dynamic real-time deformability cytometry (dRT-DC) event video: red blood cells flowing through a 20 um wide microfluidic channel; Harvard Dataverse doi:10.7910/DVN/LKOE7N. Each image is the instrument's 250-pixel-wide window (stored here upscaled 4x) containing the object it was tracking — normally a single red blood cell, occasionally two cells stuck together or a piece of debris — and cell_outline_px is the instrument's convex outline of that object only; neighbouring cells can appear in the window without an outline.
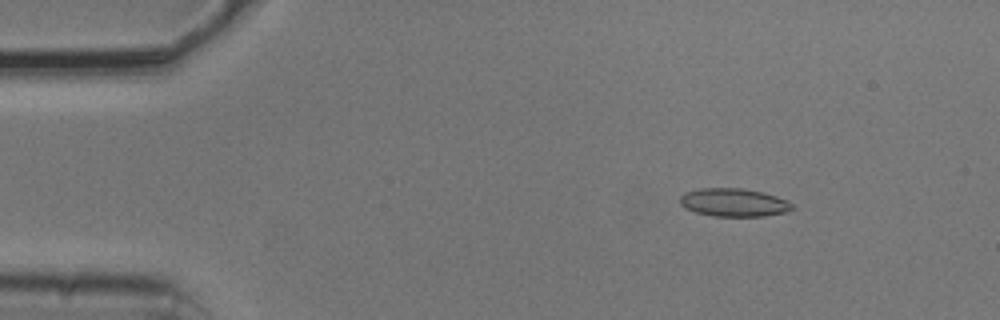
{"species": "common noctule bat (a hibernating species)", "species_latin": "Nyctalus noctula", "temperature_condition": "cold", "stored_images_in_passage": 20, "camera_frame_rate_fps": 3000, "um_per_image_px": 0.085, "animal": {"sex": "male", "body_mass_g": 20.5, "forearm_length_mm": 52.5}, "frame": {"image": 1, "passage_image": 8, "time_ms": 2.333, "image_size_px": [1000, 320], "cell_outline_px": [[792, 208], [784, 212], [764, 216], [712, 216], [696, 212], [684, 208], [680, 204], [680, 196], [684, 192], [700, 188], [740, 188], [760, 192], [776, 196], [788, 200], [792, 204]], "centroid_in_image_um": [62.32, 17.21], "position_along_channel_um": 22.7, "area_um2": 18.32}}
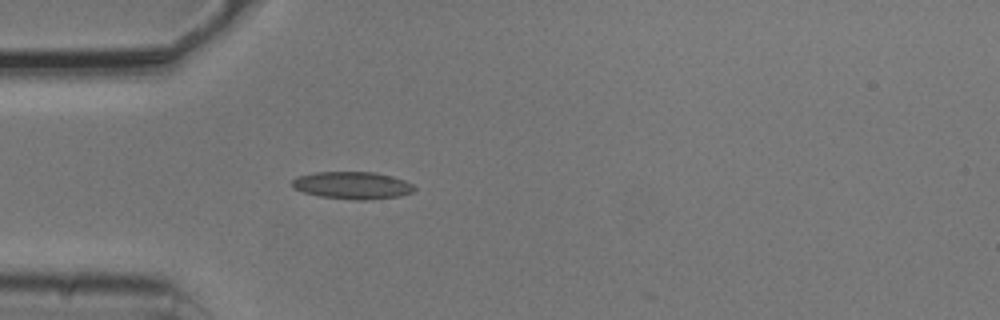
{"frame": {"image": 2, "passage_image": 16, "time_ms": 5.0, "image_size_px": [1000, 320], "cell_outline_px": [[416, 188], [412, 192], [400, 196], [364, 200], [356, 200], [320, 196], [304, 192], [292, 188], [292, 180], [296, 176], [316, 172], [376, 172], [392, 176], [404, 180], [412, 184]], "centroid_in_image_um": [29.94, 15.75], "position_along_channel_um": 55.1, "area_um2": 19.48}}
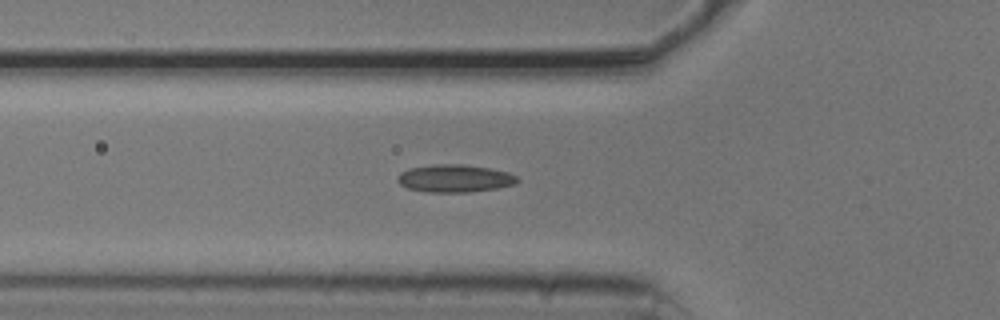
{"frame": {"image": 3, "passage_image": 19, "time_ms": 6.0, "image_size_px": [1000, 320], "cell_outline_px": [[520, 180], [516, 184], [496, 188], [468, 192], [428, 192], [408, 188], [400, 184], [396, 180], [396, 176], [400, 172], [408, 168], [436, 164], [464, 164], [492, 168], [508, 172], [516, 176]], "centroid_in_image_um": [38.64, 15.15], "position_along_channel_um": 87.2, "area_um2": 19.48}}